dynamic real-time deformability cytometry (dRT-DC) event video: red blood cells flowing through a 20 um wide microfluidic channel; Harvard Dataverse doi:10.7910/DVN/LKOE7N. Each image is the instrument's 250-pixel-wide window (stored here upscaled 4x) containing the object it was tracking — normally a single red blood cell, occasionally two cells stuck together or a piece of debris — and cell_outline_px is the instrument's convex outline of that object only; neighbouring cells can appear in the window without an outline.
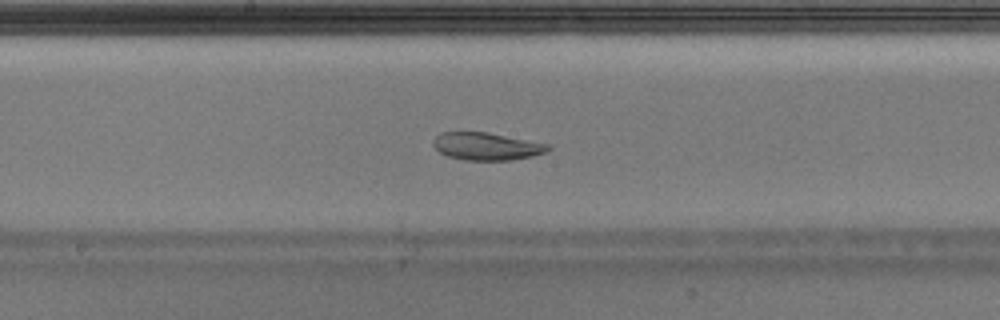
{"species": "Egyptian fruit bat (a non-hibernating species)", "species_latin": "Rousettus aegyptiacus", "temperature_condition": "warm", "stored_images_in_passage": 51, "camera_frame_rate_fps": 3000, "um_per_image_px": 0.085, "animal": {"sex": "male"}, "frame": {"image": 1, "passage_image": 27, "time_ms": 8.667, "image_size_px": [1000, 320], "cell_outline_px": [[552, 148], [548, 152], [532, 156], [512, 160], [464, 160], [448, 156], [440, 152], [432, 144], [432, 140], [440, 132], [488, 132], [548, 144]], "centroid_in_image_um": [41.36, 12.44], "position_along_channel_um": 206.8, "area_um2": 18.5}}
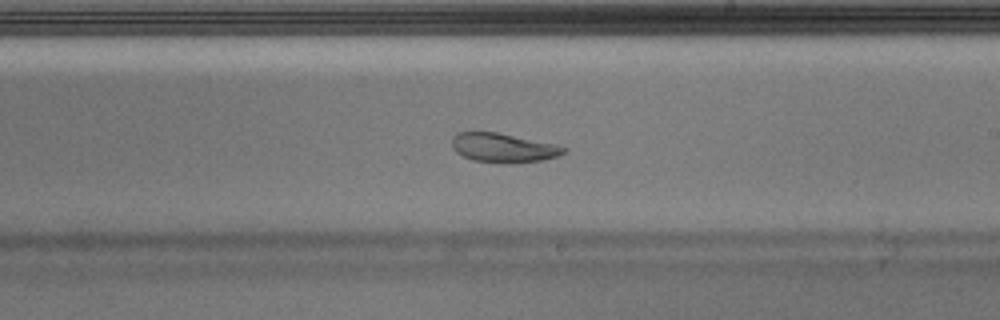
{"frame": {"image": 2, "passage_image": 30, "time_ms": 9.667, "image_size_px": [1000, 320], "cell_outline_px": [[568, 148], [560, 156], [540, 160], [512, 164], [472, 160], [456, 152], [452, 148], [452, 136], [456, 132], [496, 132], [556, 144]], "centroid_in_image_um": [42.78, 12.56], "position_along_channel_um": 246.2, "area_um2": 19.07}}
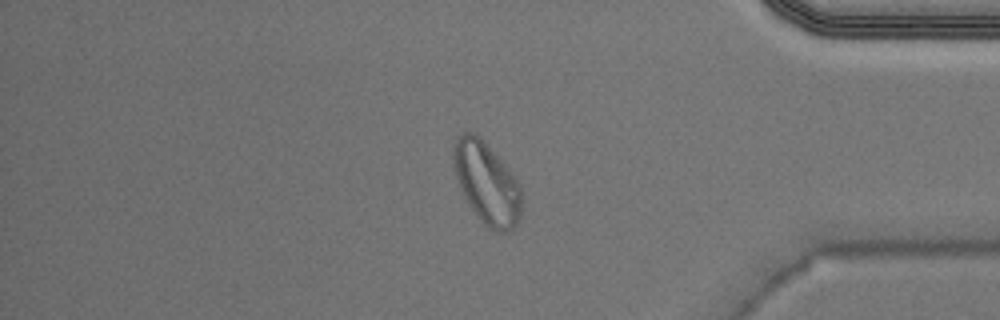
{"frame": {"image": 3, "passage_image": 43, "time_ms": 14.0, "image_size_px": [1000, 320], "cell_outline_px": [[520, 216], [516, 224], [512, 228], [504, 232], [496, 232], [488, 228], [480, 220], [472, 208], [452, 168], [452, 144], [456, 136], [464, 132], [472, 132], [508, 168], [520, 184]], "centroid_in_image_um": [41.34, 15.56], "position_along_channel_um": 393.9, "area_um2": 31.67}, "authors_computed_cell_mechanics": {"area_um2": 22.1374, "velocity_mm_per_s": 3.9469, "shape_relaxation_time_tau1_ms": null, "shape_relaxation_time_tau2_ms": 2.0204, "deformation_change_tau1": null, "deformation_change_tau2": 0.0624}}